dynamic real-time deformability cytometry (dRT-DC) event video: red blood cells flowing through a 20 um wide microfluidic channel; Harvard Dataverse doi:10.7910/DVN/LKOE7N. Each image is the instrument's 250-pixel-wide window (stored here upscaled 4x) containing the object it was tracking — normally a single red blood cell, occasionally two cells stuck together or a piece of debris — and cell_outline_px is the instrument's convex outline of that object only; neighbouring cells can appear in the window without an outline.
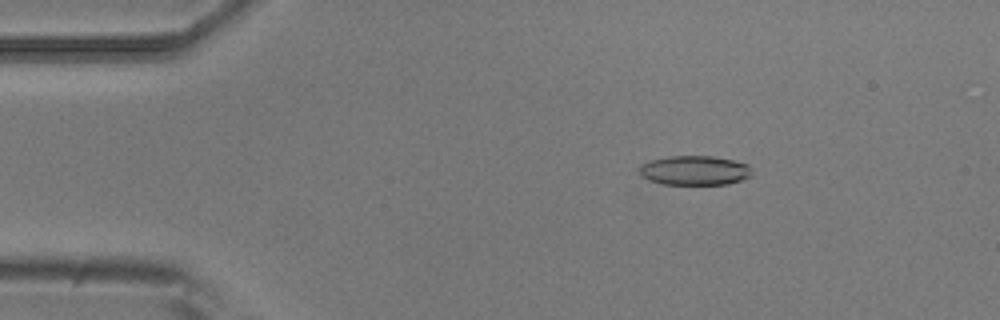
{"species": "common noctule bat (a hibernating species)", "species_latin": "Nyctalus noctula", "temperature_condition": "room temperature", "stored_images_in_passage": 54, "camera_frame_rate_fps": 3000, "um_per_image_px": 0.085, "animal": {"sex": "male", "body_mass_g": 20.5, "forearm_length_mm": 52.5}, "frame": {"image": 1, "passage_image": 9, "time_ms": 2.667, "image_size_px": [1000, 320], "cell_outline_px": [[752, 176], [728, 184], [664, 184], [648, 180], [640, 176], [640, 164], [652, 160], [668, 156], [712, 156], [732, 160], [748, 164], [752, 172]], "centroid_in_image_um": [59.04, 14.48], "position_along_channel_um": 26.0, "area_um2": 19.31}}
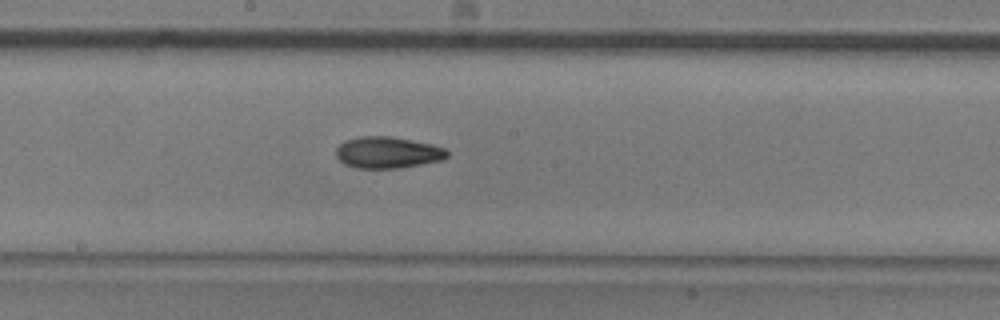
{"frame": {"image": 2, "passage_image": 29, "time_ms": 9.333, "image_size_px": [1000, 320], "cell_outline_px": [[448, 156], [440, 160], [400, 168], [356, 168], [344, 164], [336, 156], [336, 148], [344, 140], [360, 136], [392, 136], [432, 144], [444, 148], [448, 152]], "centroid_in_image_um": [32.92, 12.95], "position_along_channel_um": 215.3, "area_um2": 20.4}}
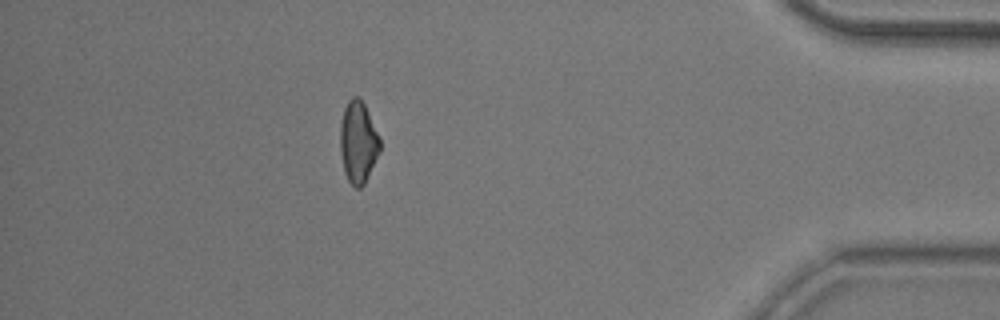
{"frame": {"image": 3, "passage_image": 48, "time_ms": 15.667, "image_size_px": [1000, 320], "cell_outline_px": [[380, 152], [364, 184], [360, 188], [356, 188], [348, 180], [344, 172], [340, 152], [340, 124], [344, 108], [348, 100], [352, 96], [356, 96], [364, 104], [380, 140]], "centroid_in_image_um": [30.42, 12.1], "position_along_channel_um": 404.8, "area_um2": 18.79}, "authors_computed_cell_mechanics": {"area_um2": 19.4208, "velocity_mm_per_s": 3.7388, "shape_relaxation_time_tau1_ms": 6.2844, "shape_relaxation_time_tau2_ms": 8.6246, "deformation_change_tau1": 0.1424, "deformation_change_tau2": 0.1738}}